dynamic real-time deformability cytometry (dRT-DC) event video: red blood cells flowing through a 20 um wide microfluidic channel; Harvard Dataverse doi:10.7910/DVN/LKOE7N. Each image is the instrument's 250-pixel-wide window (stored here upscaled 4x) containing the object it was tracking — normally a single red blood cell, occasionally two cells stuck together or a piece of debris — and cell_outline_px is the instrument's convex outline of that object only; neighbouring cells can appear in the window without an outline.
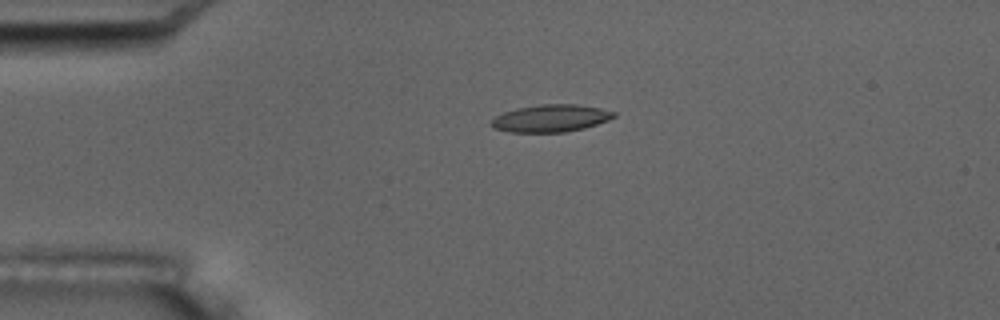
{"species": "common noctule bat (a hibernating species)", "species_latin": "Nyctalus noctula", "temperature_condition": "room temperature", "stored_images_in_passage": 4, "camera_frame_rate_fps": 3000, "um_per_image_px": 0.085, "animal": {"sex": "male", "body_mass_g": 17.5, "forearm_length_mm": 52.3}, "frame": {"image": 1, "passage_image": 3, "time_ms": 2.333, "image_size_px": [1000, 320], "cell_outline_px": [[616, 116], [608, 120], [584, 128], [564, 132], [508, 132], [492, 128], [488, 124], [496, 116], [504, 112], [516, 108], [540, 104], [576, 104], [600, 108], [616, 112]], "centroid_in_image_um": [46.78, 10.05], "position_along_channel_um": 38.2, "area_um2": 19.59}}